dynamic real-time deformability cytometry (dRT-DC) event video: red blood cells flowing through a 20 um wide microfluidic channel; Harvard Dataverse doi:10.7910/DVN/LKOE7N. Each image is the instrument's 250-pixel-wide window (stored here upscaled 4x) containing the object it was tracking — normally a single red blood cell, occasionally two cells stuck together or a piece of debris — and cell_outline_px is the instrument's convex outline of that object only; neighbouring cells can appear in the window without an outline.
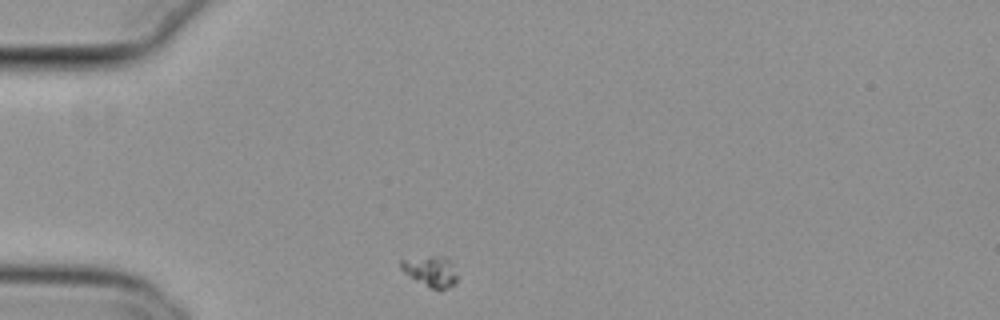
{"species": "common noctule bat (a hibernating species)", "species_latin": "Nyctalus noctula", "temperature_condition": "cold", "stored_images_in_passage": 43, "camera_frame_rate_fps": 3000, "um_per_image_px": 0.085, "animal": {"sex": "female", "body_mass_g": 29.2, "forearm_length_mm": 56.3}, "frame": {"image": 1, "passage_image": 1, "time_ms": 0.0, "image_size_px": [1000, 320], "cell_outline_px": [[456, 284], [440, 292], [428, 288], [404, 272], [400, 268], [400, 260], [432, 256], [444, 256], [452, 260], [456, 276]], "centroid_in_image_um": [36.65, 23.09], "position_along_channel_um": 48.4, "area_um2": 10.29}}